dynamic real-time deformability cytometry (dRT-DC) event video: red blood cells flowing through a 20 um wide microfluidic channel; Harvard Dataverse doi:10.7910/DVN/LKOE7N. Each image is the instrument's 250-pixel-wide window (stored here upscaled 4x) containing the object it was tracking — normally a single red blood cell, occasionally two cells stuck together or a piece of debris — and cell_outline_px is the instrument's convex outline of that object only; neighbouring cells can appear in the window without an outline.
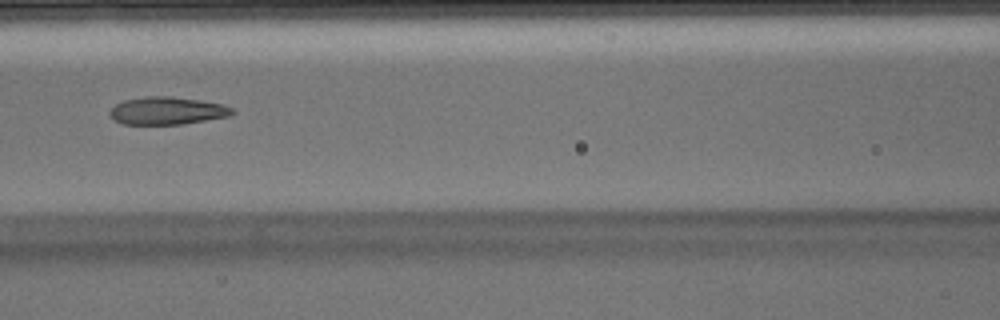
{"species": "Egyptian fruit bat (a non-hibernating species)", "species_latin": "Rousettus aegyptiacus", "temperature_condition": "warm", "stored_images_in_passage": 50, "camera_frame_rate_fps": 3000, "um_per_image_px": 0.085, "animal": {"sex": "male"}, "frame": {"image": 1, "passage_image": 22, "time_ms": 7.0, "image_size_px": [1000, 320], "cell_outline_px": [[236, 112], [232, 116], [184, 124], [124, 124], [112, 120], [108, 112], [116, 104], [124, 100], [144, 96], [168, 96], [200, 100], [224, 104], [232, 108]], "centroid_in_image_um": [14.23, 9.41], "position_along_channel_um": 152.4, "area_um2": 20.0}}
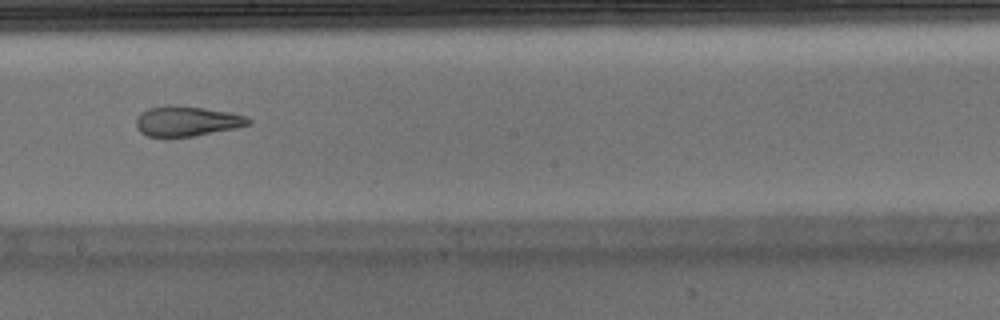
{"frame": {"image": 2, "passage_image": 28, "time_ms": 9.0, "image_size_px": [1000, 320], "cell_outline_px": [[252, 124], [236, 128], [192, 136], [168, 140], [164, 140], [148, 136], [140, 132], [136, 128], [136, 120], [140, 112], [148, 108], [204, 108], [232, 112], [248, 116], [252, 120]], "centroid_in_image_um": [15.9, 10.38], "position_along_channel_um": 232.3, "area_um2": 19.71}}
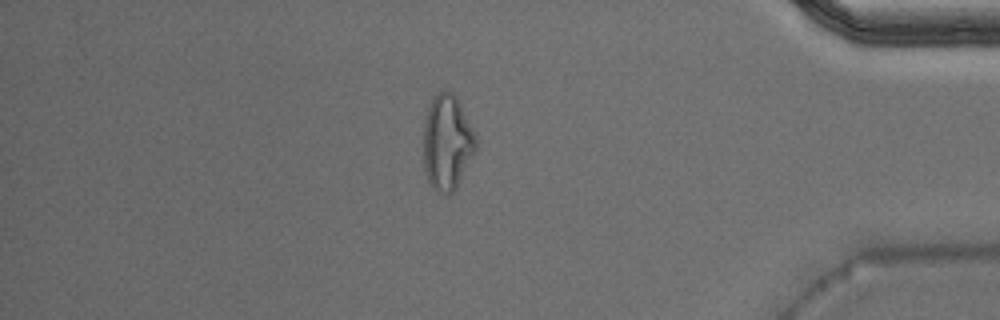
{"frame": {"image": 3, "passage_image": 43, "time_ms": 14.0, "image_size_px": [1000, 320], "cell_outline_px": [[476, 148], [456, 188], [452, 192], [440, 192], [428, 180], [424, 168], [424, 124], [428, 108], [432, 96], [436, 92], [452, 92], [460, 100], [476, 136]], "centroid_in_image_um": [38.01, 12.03], "position_along_channel_um": 397.2, "area_um2": 28.73}, "authors_computed_cell_mechanics": {"area_um2": 20.7791, "velocity_mm_per_s": 4.0005, "shape_relaxation_time_tau1_ms": null, "shape_relaxation_time_tau2_ms": 1.9907, "deformation_change_tau1": null, "deformation_change_tau2": 0.1115}}